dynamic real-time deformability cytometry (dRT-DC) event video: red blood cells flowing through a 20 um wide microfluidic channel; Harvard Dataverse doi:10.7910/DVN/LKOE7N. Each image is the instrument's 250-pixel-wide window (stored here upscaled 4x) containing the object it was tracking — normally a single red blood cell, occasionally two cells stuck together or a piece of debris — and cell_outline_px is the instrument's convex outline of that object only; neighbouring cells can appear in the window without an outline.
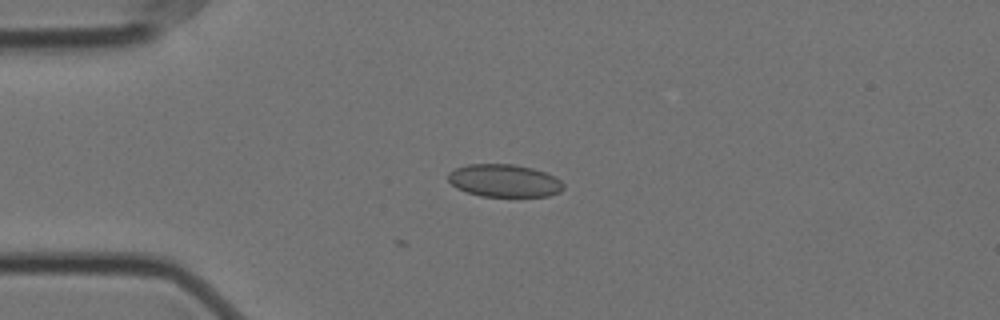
{"species": "Egyptian fruit bat (a non-hibernating species)", "species_latin": "Rousettus aegyptiacus", "temperature_condition": "cold", "stored_images_in_passage": 2, "camera_frame_rate_fps": 3000, "um_per_image_px": 0.085, "animal": {"sex": "female"}, "frame": {"image": 1, "passage_image": 2, "time_ms": 0.333, "image_size_px": [1000, 320], "cell_outline_px": [[564, 188], [560, 192], [548, 196], [480, 196], [456, 188], [448, 180], [448, 172], [456, 168], [468, 164], [512, 164], [532, 168], [556, 176], [564, 184]], "centroid_in_image_um": [42.87, 15.35], "position_along_channel_um": 42.1, "area_um2": 21.96}}